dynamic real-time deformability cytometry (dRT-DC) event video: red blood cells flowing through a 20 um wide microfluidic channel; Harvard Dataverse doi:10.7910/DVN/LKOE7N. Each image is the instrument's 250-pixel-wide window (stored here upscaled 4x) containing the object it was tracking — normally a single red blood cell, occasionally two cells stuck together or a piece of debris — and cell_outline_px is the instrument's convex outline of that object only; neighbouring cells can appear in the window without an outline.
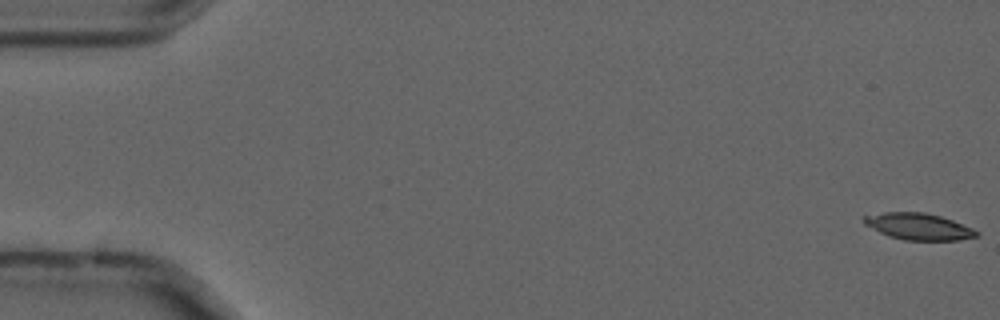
{"species": "common noctule bat (a hibernating species)", "species_latin": "Nyctalus noctula", "temperature_condition": "cold", "stored_images_in_passage": 11, "camera_frame_rate_fps": 3000, "um_per_image_px": 0.085, "animal": {"sex": "male", "forearm_length_mm": 52.5}, "frame": {"image": 1, "passage_image": 1, "time_ms": 0.0, "image_size_px": [1000, 320], "cell_outline_px": [[980, 236], [960, 240], [904, 240], [888, 236], [864, 224], [864, 216], [884, 212], [924, 212], [940, 216], [952, 220], [972, 228], [980, 232]], "centroid_in_image_um": [78.11, 19.26], "position_along_channel_um": 6.9, "area_um2": 17.4}}